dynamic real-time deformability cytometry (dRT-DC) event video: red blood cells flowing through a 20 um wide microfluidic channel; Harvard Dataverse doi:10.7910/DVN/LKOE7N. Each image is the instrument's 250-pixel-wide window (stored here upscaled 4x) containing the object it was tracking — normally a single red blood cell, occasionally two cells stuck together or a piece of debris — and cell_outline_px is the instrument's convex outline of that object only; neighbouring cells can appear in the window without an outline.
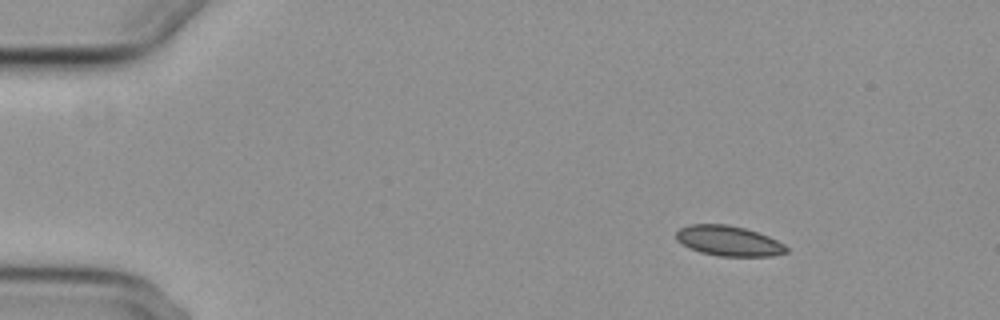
{"species": "common noctule bat (a hibernating species)", "species_latin": "Nyctalus noctula", "temperature_condition": "cold", "stored_images_in_passage": 8, "camera_frame_rate_fps": 3000, "um_per_image_px": 0.085, "animal": {"sex": "female", "body_mass_g": 29.2, "forearm_length_mm": 56.3}, "frame": {"image": 1, "passage_image": 2, "time_ms": 1.333, "image_size_px": [1000, 320], "cell_outline_px": [[788, 252], [772, 256], [716, 256], [700, 252], [688, 248], [680, 244], [676, 240], [676, 232], [680, 228], [688, 224], [728, 224], [744, 228], [768, 236], [784, 244], [788, 248]], "centroid_in_image_um": [61.89, 20.48], "position_along_channel_um": 23.1, "area_um2": 19.54}}
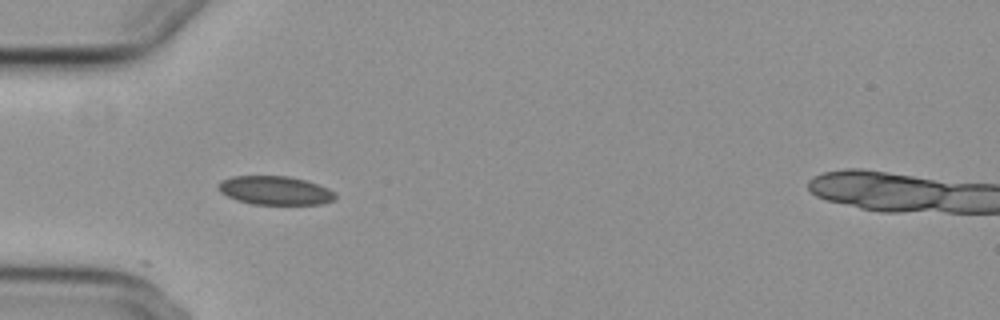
{"frame": {"image": 2, "passage_image": 5, "time_ms": 4.667, "image_size_px": [1000, 320], "cell_outline_px": [[336, 200], [320, 204], [252, 204], [236, 200], [220, 192], [216, 188], [216, 184], [220, 180], [232, 176], [288, 176], [304, 180], [328, 188], [336, 192]], "centroid_in_image_um": [23.35, 16.19], "position_along_channel_um": 61.6, "area_um2": 19.71}}
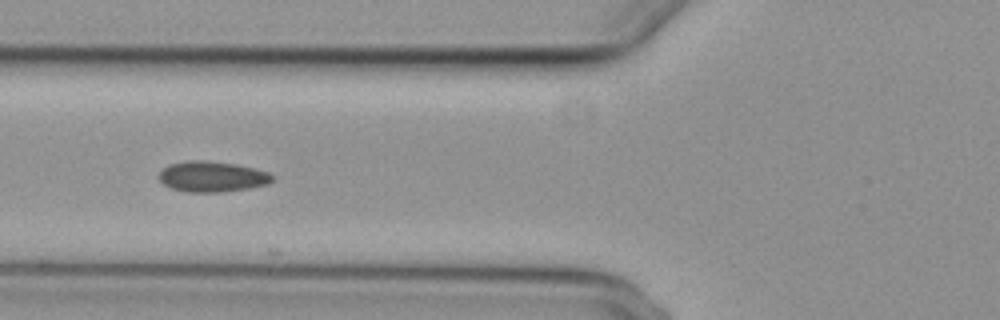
{"frame": {"image": 3, "passage_image": 6, "time_ms": 6.0, "image_size_px": [1000, 320], "cell_outline_px": [[276, 176], [268, 184], [248, 188], [220, 192], [184, 192], [172, 188], [164, 184], [156, 176], [168, 164], [188, 160], [204, 160], [236, 164], [268, 172]], "centroid_in_image_um": [18.01, 15.01], "position_along_channel_um": 107.8, "area_um2": 20.29}}